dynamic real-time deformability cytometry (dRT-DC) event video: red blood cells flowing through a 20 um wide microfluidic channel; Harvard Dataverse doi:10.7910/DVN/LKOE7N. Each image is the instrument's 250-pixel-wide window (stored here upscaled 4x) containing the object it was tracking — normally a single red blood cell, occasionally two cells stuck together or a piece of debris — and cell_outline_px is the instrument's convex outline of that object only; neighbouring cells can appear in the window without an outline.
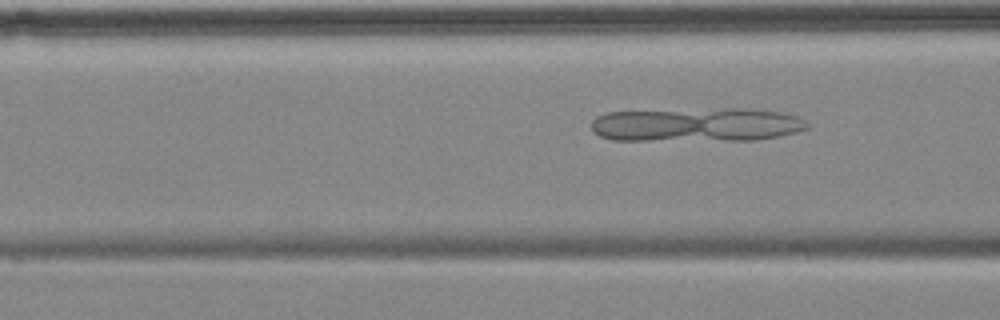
{"species": "common noctule bat (a hibernating species)", "species_latin": "Nyctalus noctula", "temperature_condition": "cold", "stored_images_in_passage": 4, "camera_frame_rate_fps": 3000, "um_per_image_px": 0.085, "animal": {"sex": "female", "body_mass_g": 18.4}, "frame": {"image": 1, "passage_image": 4, "time_ms": 4.333, "image_size_px": [1000, 320], "cell_outline_px": [[812, 124], [808, 128], [796, 132], [756, 140], [612, 140], [600, 136], [592, 132], [592, 120], [596, 116], [608, 112], [724, 108], [748, 108], [780, 112], [796, 116]], "centroid_in_image_um": [59.22, 10.6], "position_along_channel_um": 107.4, "area_um2": 42.89}}